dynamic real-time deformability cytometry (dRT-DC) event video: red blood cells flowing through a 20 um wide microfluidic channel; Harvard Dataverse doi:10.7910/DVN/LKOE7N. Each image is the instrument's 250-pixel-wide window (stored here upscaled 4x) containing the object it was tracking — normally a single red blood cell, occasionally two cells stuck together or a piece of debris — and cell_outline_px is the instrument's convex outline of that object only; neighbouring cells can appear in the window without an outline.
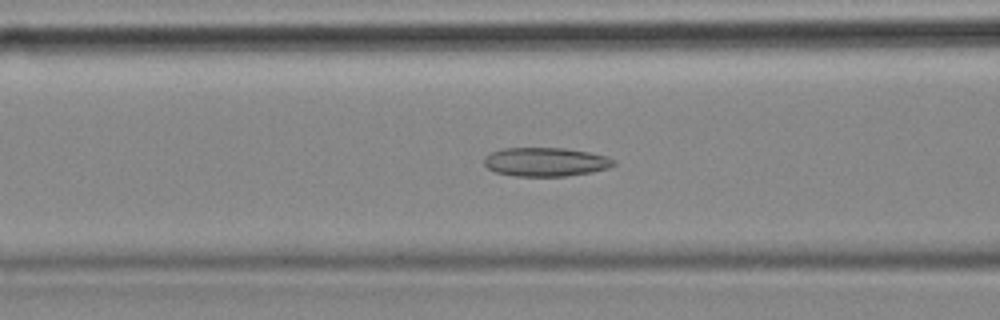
{"species": "common noctule bat (a hibernating species)", "species_latin": "Nyctalus noctula", "temperature_condition": "cold", "stored_images_in_passage": 54, "camera_frame_rate_fps": 3000, "um_per_image_px": 0.085, "animal": {"sex": "female", "body_mass_g": 18.4}, "frame": {"image": 1, "passage_image": 20, "time_ms": 6.333, "image_size_px": [1000, 320], "cell_outline_px": [[616, 164], [608, 168], [592, 172], [564, 176], [512, 176], [496, 172], [488, 168], [484, 164], [484, 156], [492, 152], [504, 148], [564, 148], [588, 152], [608, 156], [616, 160]], "centroid_in_image_um": [46.39, 13.76], "position_along_channel_um": 120.2, "area_um2": 21.85}}
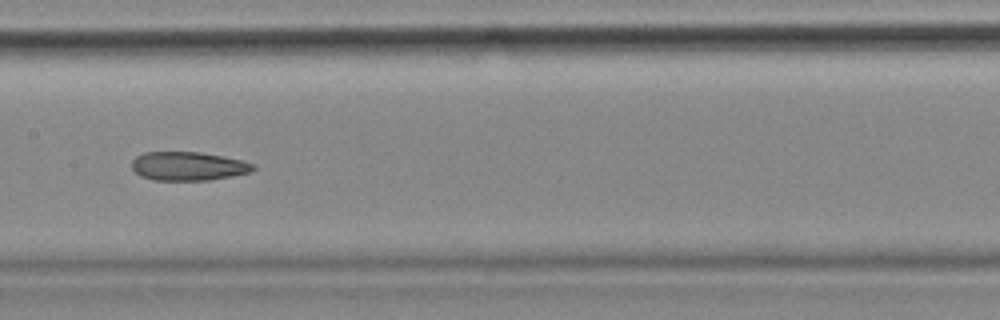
{"frame": {"image": 2, "passage_image": 26, "time_ms": 8.333, "image_size_px": [1000, 320], "cell_outline_px": [[256, 168], [252, 172], [232, 176], [208, 180], [156, 180], [140, 176], [132, 168], [132, 160], [136, 156], [144, 152], [200, 152], [240, 160], [256, 164]], "centroid_in_image_um": [16.0, 14.12], "position_along_channel_um": 191.4, "area_um2": 20.29}}
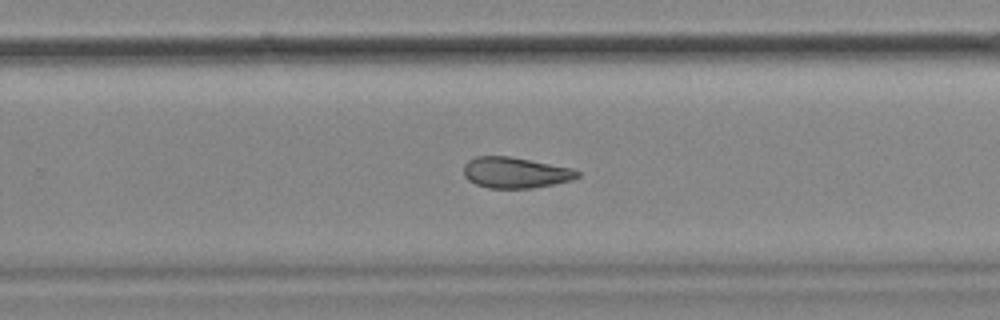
{"frame": {"image": 3, "passage_image": 34, "time_ms": 11.0, "image_size_px": [1000, 320], "cell_outline_px": [[580, 176], [572, 180], [532, 188], [488, 188], [476, 184], [468, 180], [464, 176], [464, 164], [468, 160], [476, 156], [508, 156], [572, 168], [580, 172]], "centroid_in_image_um": [43.78, 14.67], "position_along_channel_um": 286.0, "area_um2": 20.4}, "authors_computed_cell_mechanics": {"area_um2": 22.0507, "velocity_mm_per_s": 3.569, "shape_relaxation_time_tau1_ms": null, "shape_relaxation_time_tau2_ms": 4.0438, "deformation_change_tau1": null, "deformation_change_tau2": 0.1096}}